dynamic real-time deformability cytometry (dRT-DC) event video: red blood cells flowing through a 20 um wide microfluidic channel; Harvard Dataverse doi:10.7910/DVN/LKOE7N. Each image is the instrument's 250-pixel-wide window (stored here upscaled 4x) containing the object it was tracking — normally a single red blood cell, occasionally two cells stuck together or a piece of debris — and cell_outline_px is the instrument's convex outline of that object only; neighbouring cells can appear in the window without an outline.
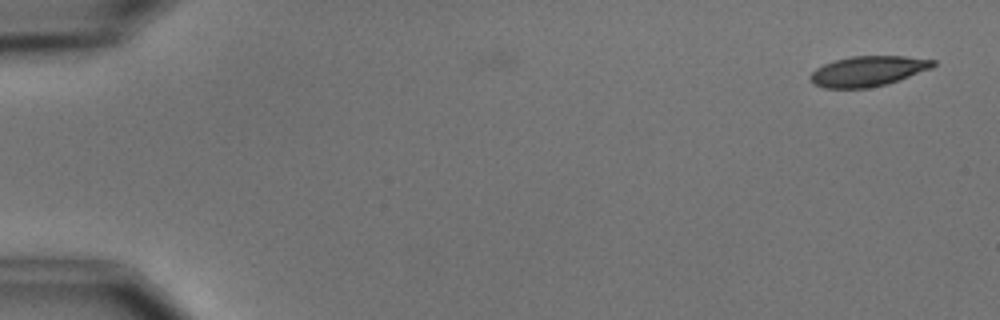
{"species": "common noctule bat (a hibernating species)", "species_latin": "Nyctalus noctula", "temperature_condition": "cold", "stored_images_in_passage": 2, "camera_frame_rate_fps": 3000, "um_per_image_px": 0.085, "animal": {"sex": "male", "body_mass_g": 15.6}, "frame": {"image": 1, "passage_image": 2, "time_ms": 1.333, "image_size_px": [1000, 320], "cell_outline_px": [[936, 64], [932, 68], [884, 84], [868, 88], [824, 88], [812, 84], [808, 76], [816, 68], [824, 64], [836, 60], [852, 56], [904, 56], [936, 60]], "centroid_in_image_um": [73.73, 6.04], "position_along_channel_um": 11.3, "area_um2": 21.44}}